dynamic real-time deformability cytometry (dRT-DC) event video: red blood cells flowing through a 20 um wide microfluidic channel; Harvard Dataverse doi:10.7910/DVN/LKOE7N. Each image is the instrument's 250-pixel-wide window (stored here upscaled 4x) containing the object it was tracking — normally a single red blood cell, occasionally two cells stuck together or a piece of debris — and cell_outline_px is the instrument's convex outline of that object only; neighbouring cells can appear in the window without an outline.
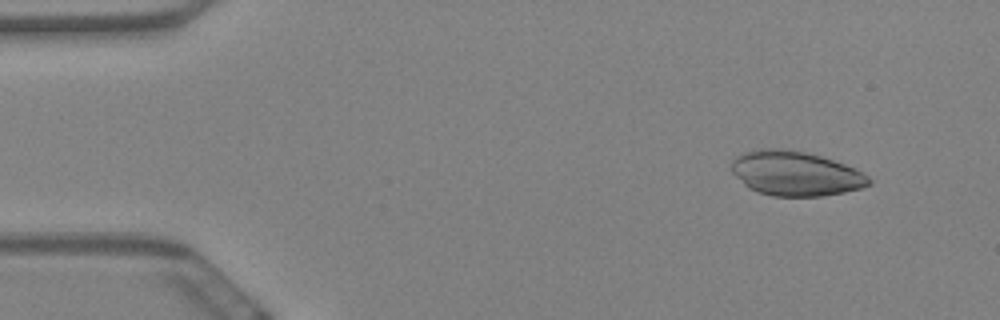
{"species": "Egyptian fruit bat (a non-hibernating species)", "species_latin": "Rousettus aegyptiacus", "temperature_condition": "warm", "stored_images_in_passage": 58, "camera_frame_rate_fps": 3000, "um_per_image_px": 0.085, "animal": {"sex": "female"}, "frame": {"image": 1, "passage_image": 6, "time_ms": 1.667, "image_size_px": [1000, 320], "cell_outline_px": [[872, 180], [868, 184], [860, 188], [844, 192], [820, 196], [772, 196], [756, 192], [748, 188], [732, 172], [732, 160], [748, 152], [760, 148], [776, 148], [804, 152], [820, 156], [856, 168], [868, 176]], "centroid_in_image_um": [67.62, 14.76], "position_along_channel_um": 17.4, "area_um2": 35.32}}
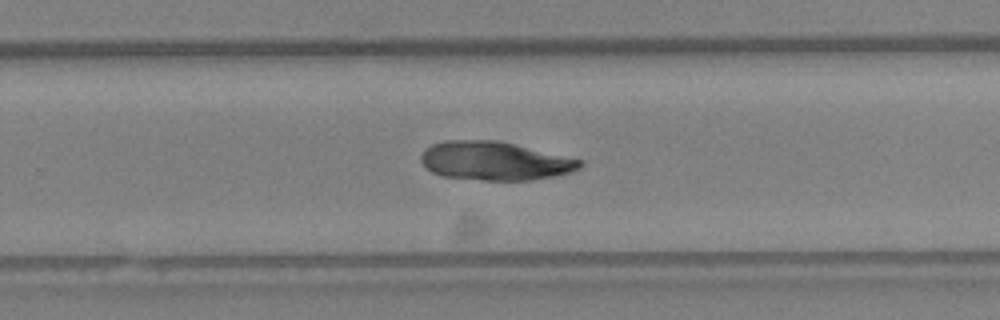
{"frame": {"image": 2, "passage_image": 38, "time_ms": 12.333, "image_size_px": [1000, 320], "cell_outline_px": [[584, 164], [580, 168], [568, 172], [552, 176], [532, 180], [484, 180], [444, 176], [432, 172], [420, 160], [420, 156], [432, 144], [444, 140], [496, 140], [580, 160]], "centroid_in_image_um": [42.01, 13.68], "position_along_channel_um": 287.8, "area_um2": 35.08}}
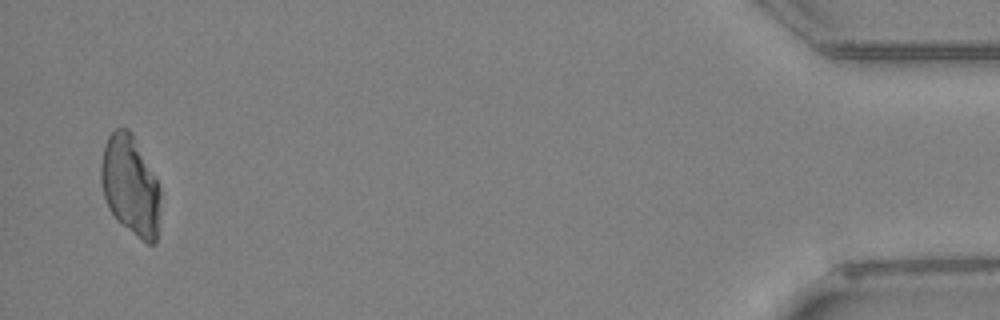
{"frame": {"image": 3, "passage_image": 57, "time_ms": 18.667, "image_size_px": [1000, 320], "cell_outline_px": [[160, 196], [156, 244], [148, 244], [116, 220], [108, 208], [104, 196], [100, 180], [100, 164], [104, 144], [108, 136], [116, 128], [128, 128], [132, 132], [160, 188]], "centroid_in_image_um": [11.05, 15.76], "position_along_channel_um": 424.2, "area_um2": 34.39}}